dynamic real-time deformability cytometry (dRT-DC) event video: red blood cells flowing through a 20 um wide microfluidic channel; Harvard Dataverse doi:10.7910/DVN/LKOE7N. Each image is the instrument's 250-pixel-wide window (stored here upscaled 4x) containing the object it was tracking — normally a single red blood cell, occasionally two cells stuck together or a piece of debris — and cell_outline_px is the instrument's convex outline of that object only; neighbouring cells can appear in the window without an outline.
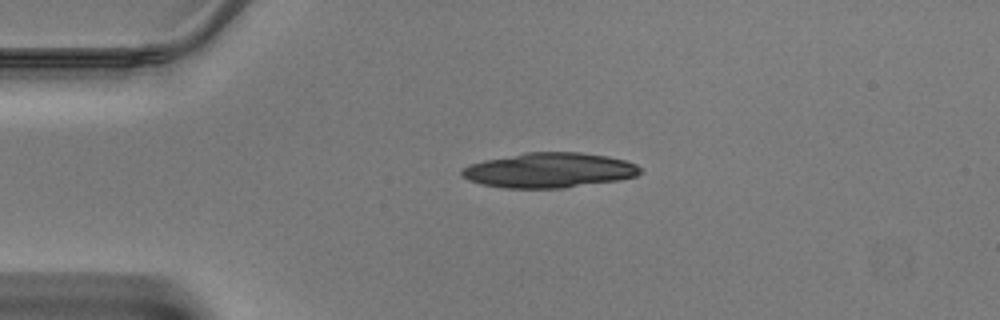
{"species": "Egyptian fruit bat (a non-hibernating species)", "species_latin": "Rousettus aegyptiacus", "temperature_condition": "warm", "stored_images_in_passage": 5, "camera_frame_rate_fps": 3000, "um_per_image_px": 0.085, "animal": {"sex": "male"}, "frame": {"image": 1, "passage_image": 1, "time_ms": 0.0, "image_size_px": [1000, 320], "cell_outline_px": [[640, 172], [636, 176], [612, 180], [556, 188], [512, 188], [484, 184], [472, 180], [464, 176], [464, 168], [472, 164], [488, 160], [532, 152], [576, 152], [604, 156], [624, 160], [640, 168]], "centroid_in_image_um": [46.71, 14.46], "position_along_channel_um": 38.3, "area_um2": 34.62}}